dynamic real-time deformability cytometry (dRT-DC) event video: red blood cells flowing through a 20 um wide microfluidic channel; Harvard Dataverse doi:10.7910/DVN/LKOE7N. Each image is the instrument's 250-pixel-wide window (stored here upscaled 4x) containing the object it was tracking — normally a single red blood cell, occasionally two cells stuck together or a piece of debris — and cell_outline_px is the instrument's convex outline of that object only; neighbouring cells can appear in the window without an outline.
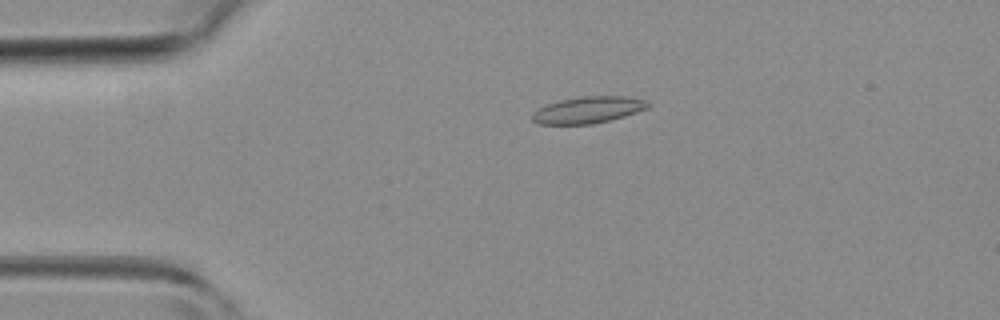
{"species": "common noctule bat (a hibernating species)", "species_latin": "Nyctalus noctula", "temperature_condition": "room temperature", "stored_images_in_passage": 43, "camera_frame_rate_fps": 3000, "um_per_image_px": 0.085, "animal": {"sex": "female", "body_mass_g": 19.3, "forearm_length_mm": 54.1}, "frame": {"image": 1, "passage_image": 8, "time_ms": 2.333, "image_size_px": [1000, 320], "cell_outline_px": [[652, 104], [648, 108], [624, 116], [592, 124], [536, 124], [532, 120], [532, 112], [548, 104], [560, 100], [584, 96], [628, 96], [644, 100]], "centroid_in_image_um": [49.99, 9.34], "position_along_channel_um": 35.0, "area_um2": 17.86}}
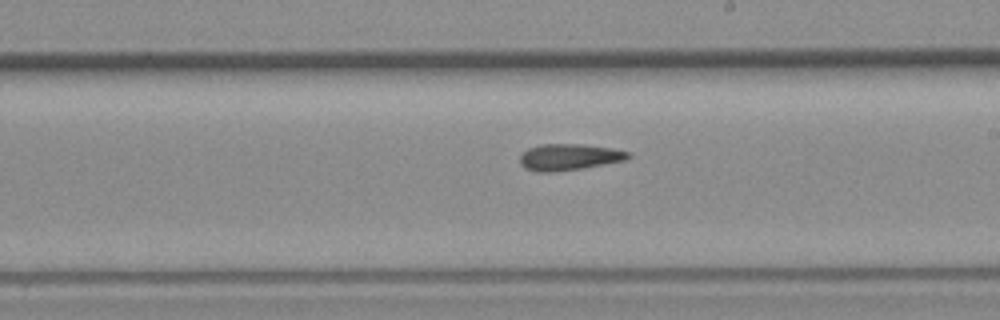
{"frame": {"image": 2, "passage_image": 24, "time_ms": 7.667, "image_size_px": [1000, 320], "cell_outline_px": [[632, 156], [624, 160], [580, 168], [552, 172], [536, 172], [524, 168], [520, 164], [520, 156], [528, 148], [540, 144], [584, 144], [612, 148], [632, 152]], "centroid_in_image_um": [48.36, 13.34], "position_along_channel_um": 240.6, "area_um2": 16.65}}
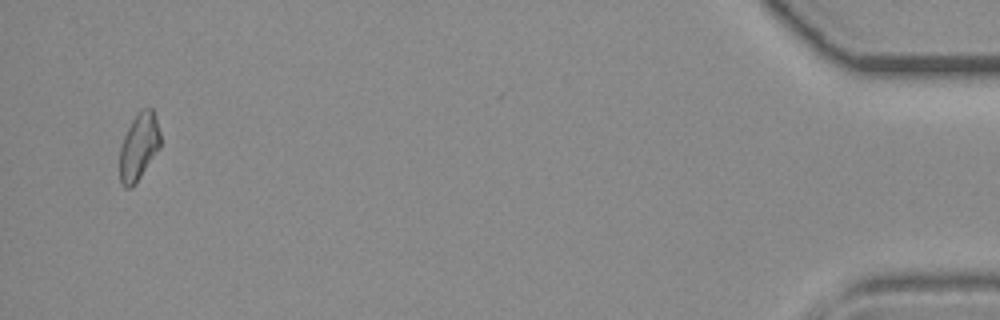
{"frame": {"image": 3, "passage_image": 42, "time_ms": 13.667, "image_size_px": [1000, 320], "cell_outline_px": [[160, 148], [136, 184], [132, 188], [124, 188], [120, 180], [120, 148], [124, 136], [132, 120], [140, 108], [152, 108], [156, 116], [160, 132]], "centroid_in_image_um": [11.81, 12.47], "position_along_channel_um": 423.4, "area_um2": 16.07}}